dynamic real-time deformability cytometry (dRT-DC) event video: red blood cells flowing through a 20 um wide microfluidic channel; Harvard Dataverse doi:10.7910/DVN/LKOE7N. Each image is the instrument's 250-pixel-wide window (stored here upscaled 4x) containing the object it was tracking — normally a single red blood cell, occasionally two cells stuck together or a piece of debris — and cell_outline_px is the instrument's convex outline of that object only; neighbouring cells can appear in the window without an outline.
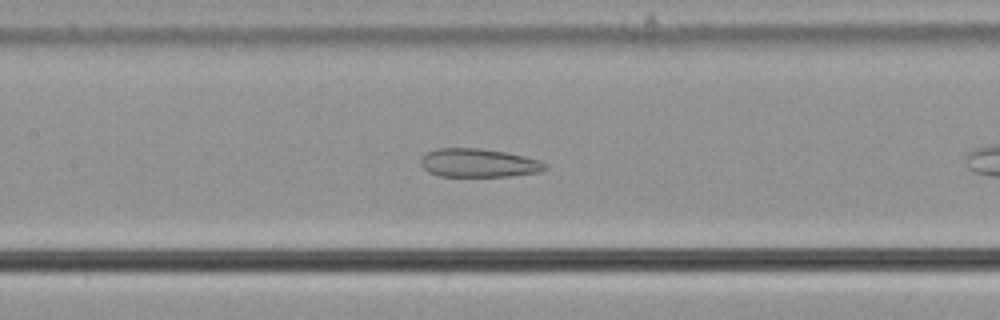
{"species": "common noctule bat (a hibernating species)", "species_latin": "Nyctalus noctula", "temperature_condition": "cold", "stored_images_in_passage": 14, "camera_frame_rate_fps": 3000, "um_per_image_px": 0.085, "animal": {"sex": "male", "body_mass_g": 21.5, "forearm_length_mm": 52.0}, "frame": {"image": 1, "passage_image": 12, "time_ms": 3.667, "image_size_px": [1000, 320], "cell_outline_px": [[548, 168], [540, 172], [508, 176], [440, 176], [428, 172], [420, 164], [420, 160], [428, 152], [436, 148], [476, 148], [504, 152], [524, 156], [540, 160], [548, 164]], "centroid_in_image_um": [40.7, 13.85], "position_along_channel_um": 166.7, "area_um2": 20.63}}